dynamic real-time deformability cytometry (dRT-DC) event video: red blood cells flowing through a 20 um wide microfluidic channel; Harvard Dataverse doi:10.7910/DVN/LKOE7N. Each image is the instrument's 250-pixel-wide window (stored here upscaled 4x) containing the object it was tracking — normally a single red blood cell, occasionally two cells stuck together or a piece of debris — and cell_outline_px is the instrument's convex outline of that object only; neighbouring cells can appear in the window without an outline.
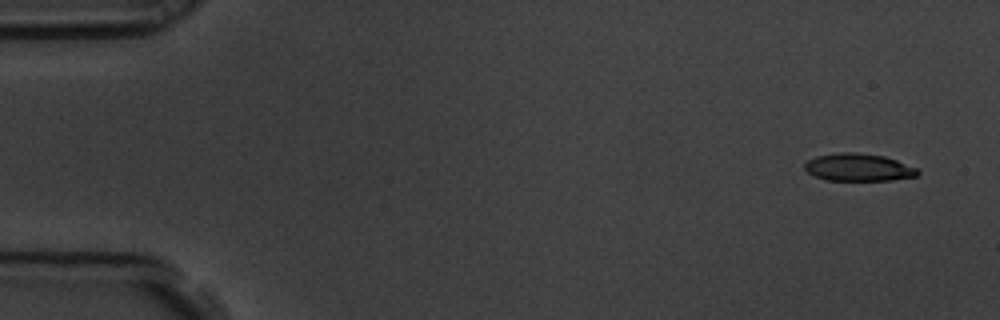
{"species": "common noctule bat (a hibernating species)", "species_latin": "Nyctalus noctula", "temperature_condition": "room temperature", "stored_images_in_passage": 5, "camera_frame_rate_fps": 3000, "um_per_image_px": 0.085, "animal": {"sex": "male", "body_mass_g": 19.5, "forearm_length_mm": 54.6}, "frame": {"image": 1, "passage_image": 1, "time_ms": 0.0, "image_size_px": [1000, 320], "cell_outline_px": [[920, 172], [916, 176], [892, 180], [828, 180], [816, 176], [808, 172], [804, 168], [804, 164], [808, 160], [816, 156], [840, 152], [856, 152], [884, 156], [896, 160], [916, 168]], "centroid_in_image_um": [72.96, 14.22], "position_along_channel_um": 12.0, "area_um2": 17.98}}
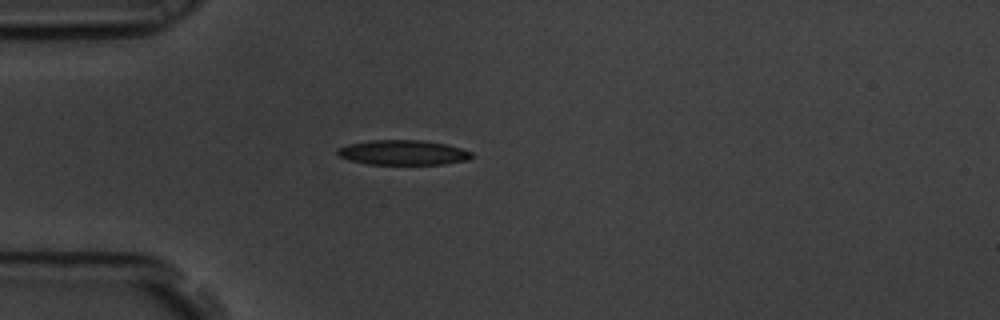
{"frame": {"image": 2, "passage_image": 4, "time_ms": 1.0, "image_size_px": [1000, 320], "cell_outline_px": [[472, 156], [468, 160], [444, 164], [368, 164], [348, 160], [340, 156], [336, 152], [336, 148], [348, 144], [368, 140], [424, 140], [448, 144], [472, 152]], "centroid_in_image_um": [34.24, 12.96], "position_along_channel_um": 50.8, "area_um2": 19.59}}